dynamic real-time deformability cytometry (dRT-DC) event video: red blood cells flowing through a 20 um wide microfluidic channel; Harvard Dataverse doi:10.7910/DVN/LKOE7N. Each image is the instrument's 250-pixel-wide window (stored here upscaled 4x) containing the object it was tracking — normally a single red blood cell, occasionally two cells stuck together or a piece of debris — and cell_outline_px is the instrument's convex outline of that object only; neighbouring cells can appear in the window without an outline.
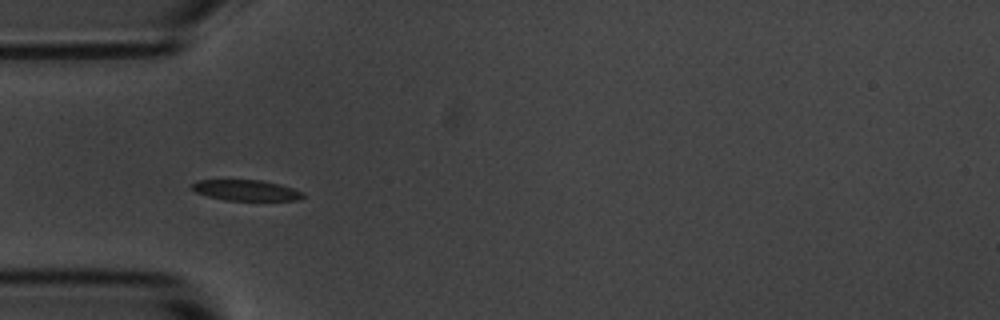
{"species": "common noctule bat (a hibernating species)", "species_latin": "Nyctalus noctula", "temperature_condition": "room temperature", "stored_images_in_passage": 3, "camera_frame_rate_fps": 3000, "um_per_image_px": 0.085, "animal": {"sex": "male", "body_mass_g": 20.1, "forearm_length_mm": 53.5}, "frame": {"image": 1, "passage_image": 2, "time_ms": 1.333, "image_size_px": [1000, 320], "cell_outline_px": [[304, 196], [300, 200], [224, 200], [208, 196], [196, 192], [192, 188], [192, 184], [196, 180], [260, 180], [280, 184], [304, 192]], "centroid_in_image_um": [20.93, 16.17], "position_along_channel_um": 64.1, "area_um2": 13.35}}